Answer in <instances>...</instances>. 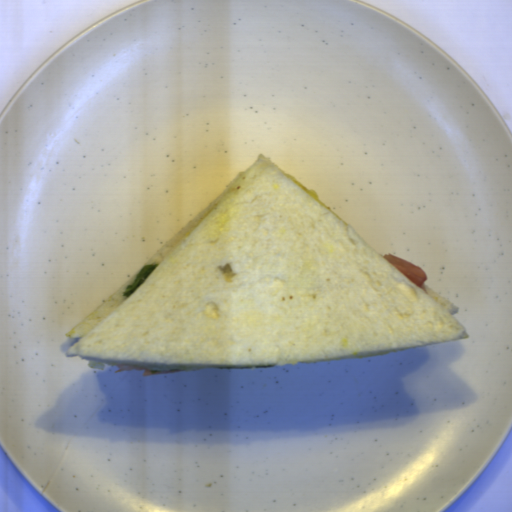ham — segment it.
Listing matches in <instances>:
<instances>
[{
  "mask_svg": "<svg viewBox=\"0 0 512 512\" xmlns=\"http://www.w3.org/2000/svg\"><path fill=\"white\" fill-rule=\"evenodd\" d=\"M383 258L387 260L391 265H393L397 270H399L402 274H404L418 287L421 288L422 286L425 285L428 275L418 265L392 253H386L383 256Z\"/></svg>",
  "mask_w": 512,
  "mask_h": 512,
  "instance_id": "ham-1",
  "label": "ham"
},
{
  "mask_svg": "<svg viewBox=\"0 0 512 512\" xmlns=\"http://www.w3.org/2000/svg\"><path fill=\"white\" fill-rule=\"evenodd\" d=\"M116 366L118 367L117 370L114 373H120L127 370H142L143 376H153V375H164V374H173L175 372H178L180 370H152L141 366H133V365H126V364H118L116 363Z\"/></svg>",
  "mask_w": 512,
  "mask_h": 512,
  "instance_id": "ham-2",
  "label": "ham"
}]
</instances>
